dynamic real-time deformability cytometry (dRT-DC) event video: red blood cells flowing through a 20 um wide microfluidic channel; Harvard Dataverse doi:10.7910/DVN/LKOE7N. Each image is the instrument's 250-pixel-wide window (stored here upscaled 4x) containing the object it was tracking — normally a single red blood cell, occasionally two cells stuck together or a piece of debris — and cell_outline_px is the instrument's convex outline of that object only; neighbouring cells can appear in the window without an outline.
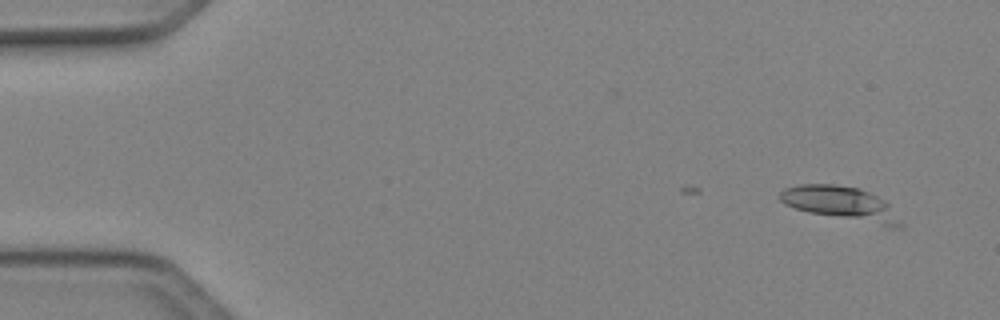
{"species": "Egyptian fruit bat (a non-hibernating species)", "species_latin": "Rousettus aegyptiacus", "temperature_condition": "cold", "stored_images_in_passage": 3, "camera_frame_rate_fps": 3000, "um_per_image_px": 0.085, "animal": {"sex": "female"}, "frame": {"image": 1, "passage_image": 1, "time_ms": 0.0, "image_size_px": [1000, 320], "cell_outline_px": [[904, 224], [900, 228], [888, 228], [808, 212], [784, 204], [780, 200], [780, 192], [784, 188], [800, 184], [832, 184], [860, 188], [884, 200], [888, 204]], "centroid_in_image_um": [71.53, 17.32], "position_along_channel_um": 13.5, "area_um2": 23.99}}